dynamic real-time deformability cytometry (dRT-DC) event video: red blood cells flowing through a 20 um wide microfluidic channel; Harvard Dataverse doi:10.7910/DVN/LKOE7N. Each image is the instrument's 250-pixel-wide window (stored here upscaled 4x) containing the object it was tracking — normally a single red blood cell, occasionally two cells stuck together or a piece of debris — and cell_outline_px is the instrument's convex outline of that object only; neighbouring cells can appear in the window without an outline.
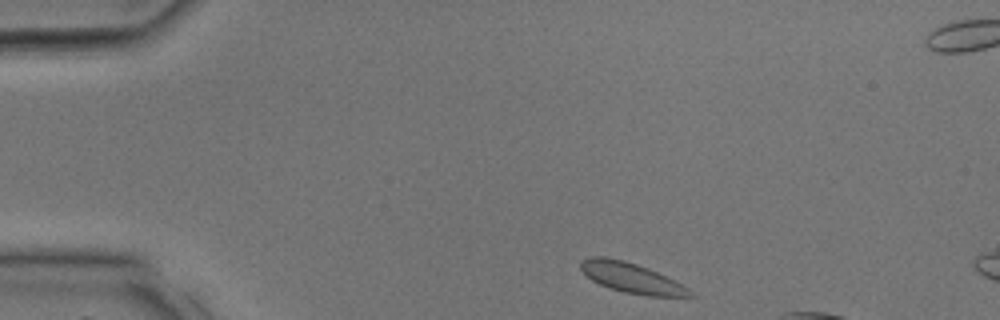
{"species": "common noctule bat (a hibernating species)", "species_latin": "Nyctalus noctula", "temperature_condition": "room temperature", "stored_images_in_passage": 4, "camera_frame_rate_fps": 3000, "um_per_image_px": 0.085, "animal": {"sex": "male", "body_mass_g": 17.9, "forearm_length_mm": 54.2}, "frame": {"image": 1, "passage_image": 1, "time_ms": 0.0, "image_size_px": [1000, 320], "cell_outline_px": [[696, 296], [648, 296], [624, 292], [608, 288], [592, 280], [580, 268], [580, 260], [592, 256], [604, 256], [624, 260], [648, 268], [676, 280], [688, 288]], "centroid_in_image_um": [53.67, 23.61], "position_along_channel_um": 31.3, "area_um2": 19.19}}